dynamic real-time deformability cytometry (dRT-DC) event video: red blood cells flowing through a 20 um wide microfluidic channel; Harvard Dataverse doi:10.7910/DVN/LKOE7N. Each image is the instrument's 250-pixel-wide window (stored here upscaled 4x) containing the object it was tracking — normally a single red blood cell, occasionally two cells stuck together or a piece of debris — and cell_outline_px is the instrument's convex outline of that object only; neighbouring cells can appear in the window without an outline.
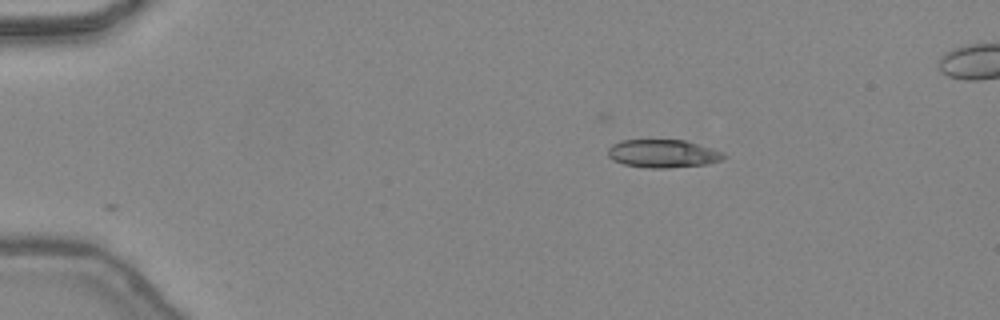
{"species": "common noctule bat (a hibernating species)", "species_latin": "Nyctalus noctula", "temperature_condition": "warm", "stored_images_in_passage": 10, "camera_frame_rate_fps": 3000, "um_per_image_px": 0.085, "animal": {"sex": "female", "body_mass_g": 24.6, "forearm_length_mm": 56.2}, "frame": {"image": 1, "passage_image": 1, "time_ms": 0.0, "image_size_px": [1000, 320], "cell_outline_px": [[728, 156], [720, 160], [708, 164], [668, 168], [648, 168], [624, 164], [612, 160], [608, 156], [608, 148], [612, 144], [620, 140], [684, 140], [712, 148], [724, 152]], "centroid_in_image_um": [56.35, 13.06], "position_along_channel_um": 28.6, "area_um2": 19.07}}
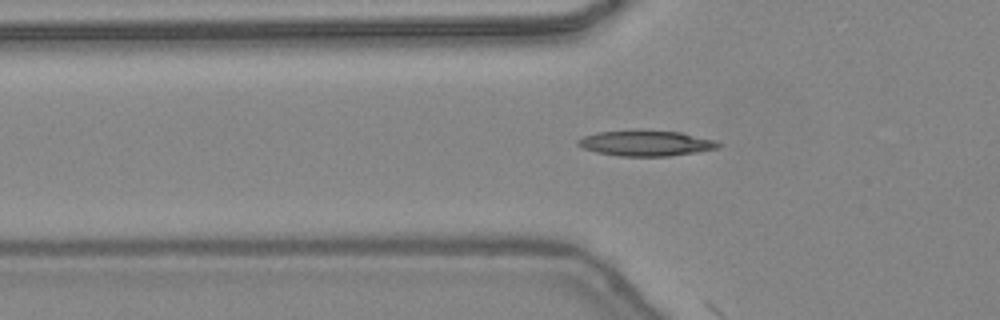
{"frame": {"image": 2, "passage_image": 9, "time_ms": 2.667, "image_size_px": [1000, 320], "cell_outline_px": [[724, 144], [720, 148], [696, 152], [668, 156], [620, 156], [596, 152], [584, 148], [576, 144], [576, 140], [584, 136], [596, 132], [636, 128], [680, 132], [716, 140]], "centroid_in_image_um": [54.91, 12.14], "position_along_channel_um": 70.9, "area_um2": 21.56}}